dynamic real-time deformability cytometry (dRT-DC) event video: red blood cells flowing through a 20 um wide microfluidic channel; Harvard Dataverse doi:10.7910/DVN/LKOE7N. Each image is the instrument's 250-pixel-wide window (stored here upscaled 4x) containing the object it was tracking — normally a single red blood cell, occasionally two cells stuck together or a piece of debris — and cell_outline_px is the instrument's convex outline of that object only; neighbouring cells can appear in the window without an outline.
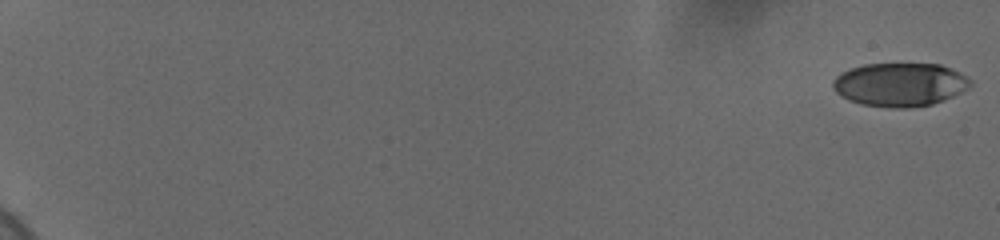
{"species": "human", "species_latin": "Homo sapiens", "temperature_condition": "cold", "stored_images_in_passage": 59, "camera_frame_rate_fps": 3000, "um_per_image_px": 0.085, "donor": {"sex": "female"}, "frame": {"image": 1, "passage_image": 1, "time_ms": 0.0, "image_size_px": [1000, 240], "cell_outline_px": [[972, 84], [968, 88], [944, 100], [932, 104], [908, 108], [892, 108], [864, 104], [848, 100], [840, 96], [832, 88], [832, 80], [840, 72], [864, 64], [940, 64], [960, 72], [972, 80]], "centroid_in_image_um": [76.48, 7.18], "position_along_channel_um": 8.5, "area_um2": 34.97}}
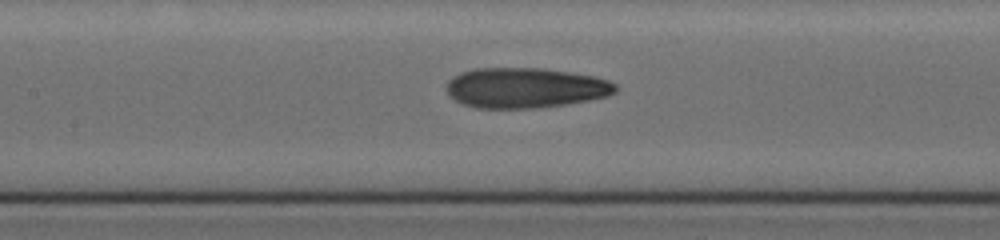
{"frame": {"image": 2, "passage_image": 32, "time_ms": 10.333, "image_size_px": [1000, 240], "cell_outline_px": [[616, 92], [608, 96], [588, 100], [564, 104], [536, 108], [480, 108], [464, 104], [456, 100], [448, 92], [448, 80], [452, 76], [460, 72], [476, 68], [544, 68], [592, 76], [608, 80], [616, 84]], "centroid_in_image_um": [44.65, 7.46], "position_along_channel_um": 162.7, "area_um2": 39.36}}
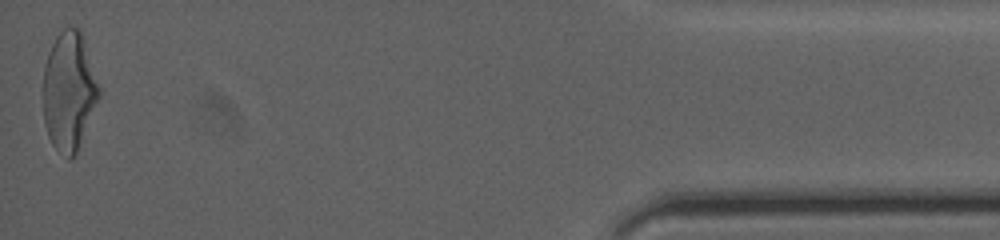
{"frame": {"image": 3, "passage_image": 59, "time_ms": 19.333, "image_size_px": [1000, 240], "cell_outline_px": [[100, 96], [76, 152], [68, 160], [52, 144], [48, 136], [44, 124], [44, 64], [48, 52], [56, 36], [68, 24], [80, 28], [100, 88]], "centroid_in_image_um": [5.86, 7.71], "position_along_channel_um": 429.3, "area_um2": 38.44}, "authors_computed_cell_mechanics": {"area_um2": 37.7434, "velocity_mm_per_s": 3.7007, "shape_relaxation_time_tau1_ms": 4.8781, "shape_relaxation_time_tau2_ms": 2.1817, "deformation_change_tau1": 0.211, "deformation_change_tau2": 0.1119}}